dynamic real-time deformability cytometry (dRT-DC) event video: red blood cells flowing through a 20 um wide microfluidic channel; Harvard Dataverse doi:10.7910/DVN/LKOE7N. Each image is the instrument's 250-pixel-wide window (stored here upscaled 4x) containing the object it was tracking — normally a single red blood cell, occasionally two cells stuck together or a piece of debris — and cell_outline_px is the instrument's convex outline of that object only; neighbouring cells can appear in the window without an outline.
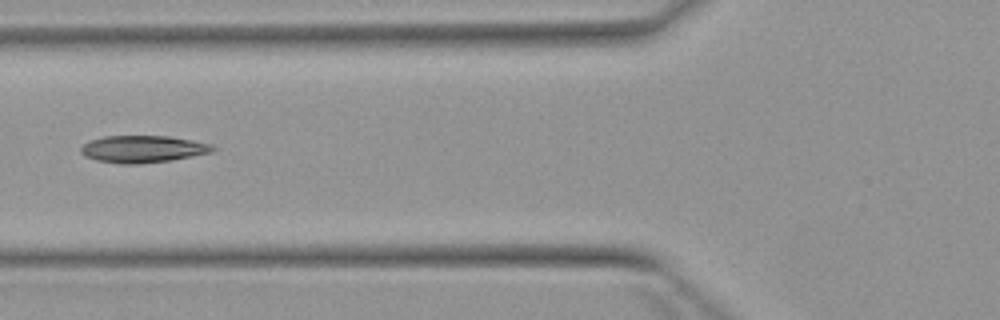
{"species": "Egyptian fruit bat (a non-hibernating species)", "species_latin": "Rousettus aegyptiacus", "temperature_condition": "warm", "stored_images_in_passage": 4, "camera_frame_rate_fps": 3000, "um_per_image_px": 0.085, "animal": {"sex": "female"}, "frame": {"image": 1, "passage_image": 3, "time_ms": 2.333, "image_size_px": [1000, 320], "cell_outline_px": [[216, 148], [212, 152], [172, 160], [136, 164], [120, 164], [96, 160], [84, 156], [80, 152], [80, 148], [88, 140], [104, 136], [168, 136], [192, 140], [212, 144]], "centroid_in_image_um": [12.12, 12.67], "position_along_channel_um": 113.7, "area_um2": 20.92}}
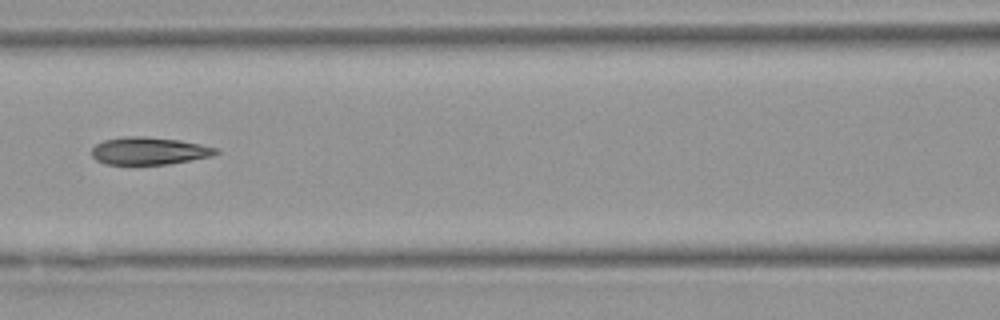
{"frame": {"image": 2, "passage_image": 4, "time_ms": 3.333, "image_size_px": [1000, 320], "cell_outline_px": [[220, 152], [212, 156], [168, 164], [104, 164], [96, 160], [92, 156], [92, 148], [96, 144], [104, 140], [124, 136], [144, 136], [180, 140], [200, 144], [216, 148]], "centroid_in_image_um": [12.65, 12.82], "position_along_channel_um": 153.9, "area_um2": 19.88}}